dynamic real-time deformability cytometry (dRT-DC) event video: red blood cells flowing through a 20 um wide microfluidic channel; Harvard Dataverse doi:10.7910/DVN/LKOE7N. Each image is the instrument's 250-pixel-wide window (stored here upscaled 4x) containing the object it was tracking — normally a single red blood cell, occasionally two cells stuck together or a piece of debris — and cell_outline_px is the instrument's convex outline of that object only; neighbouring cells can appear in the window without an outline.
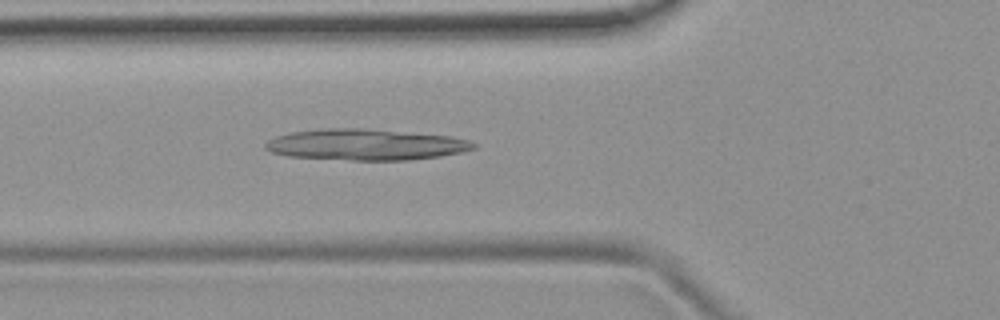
{"species": "common noctule bat (a hibernating species)", "species_latin": "Nyctalus noctula", "temperature_condition": "room temperature", "stored_images_in_passage": 4, "camera_frame_rate_fps": 3000, "um_per_image_px": 0.085, "animal": {"sex": "female", "body_mass_g": 19.9}, "frame": {"image": 1, "passage_image": 4, "time_ms": 3.667, "image_size_px": [1000, 320], "cell_outline_px": [[476, 148], [460, 152], [440, 156], [408, 160], [352, 160], [288, 156], [272, 152], [264, 148], [264, 144], [268, 140], [276, 136], [292, 132], [320, 128], [364, 128], [452, 136], [468, 140], [476, 144]], "centroid_in_image_um": [31.07, 12.28], "position_along_channel_um": 94.7, "area_um2": 37.74}}